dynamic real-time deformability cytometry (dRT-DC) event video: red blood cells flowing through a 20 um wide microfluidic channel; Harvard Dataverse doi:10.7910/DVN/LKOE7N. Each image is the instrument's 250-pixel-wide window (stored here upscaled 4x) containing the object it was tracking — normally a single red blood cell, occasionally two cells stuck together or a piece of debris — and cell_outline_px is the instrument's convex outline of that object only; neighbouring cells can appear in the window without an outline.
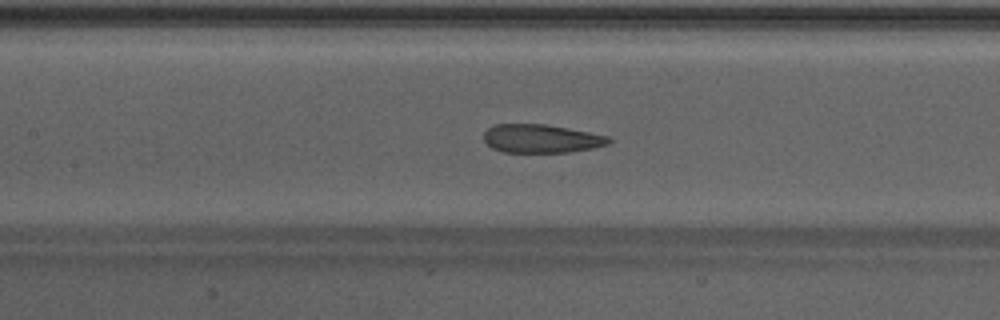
{"species": "Egyptian fruit bat (a non-hibernating species)", "species_latin": "Rousettus aegyptiacus", "temperature_condition": "warm", "stored_images_in_passage": 49, "camera_frame_rate_fps": 3000, "um_per_image_px": 0.085, "animal": {"sex": "male"}, "frame": {"image": 1, "passage_image": 23, "time_ms": 7.333, "image_size_px": [1000, 320], "cell_outline_px": [[612, 140], [608, 144], [592, 148], [568, 152], [504, 152], [492, 148], [484, 140], [484, 132], [492, 124], [544, 124], [568, 128], [608, 136]], "centroid_in_image_um": [45.98, 11.78], "position_along_channel_um": 161.4, "area_um2": 20.63}}
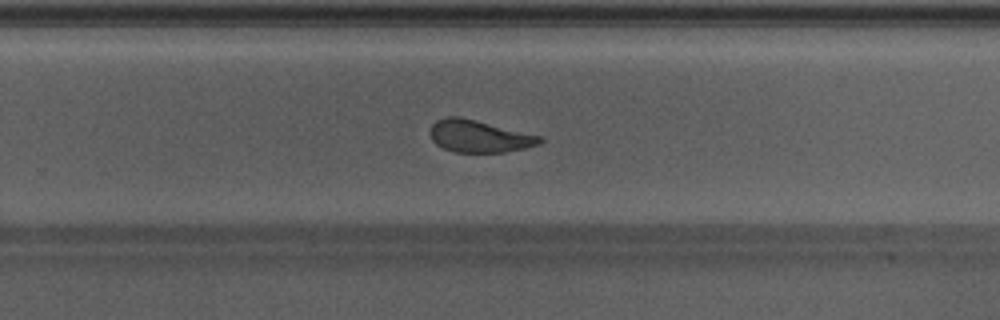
{"frame": {"image": 2, "passage_image": 32, "time_ms": 10.333, "image_size_px": [1000, 320], "cell_outline_px": [[544, 140], [540, 144], [524, 148], [504, 152], [452, 152], [436, 144], [432, 140], [428, 132], [432, 124], [436, 120], [448, 116], [460, 116], [544, 136]], "centroid_in_image_um": [40.73, 11.57], "position_along_channel_um": 289.1, "area_um2": 20.92}}
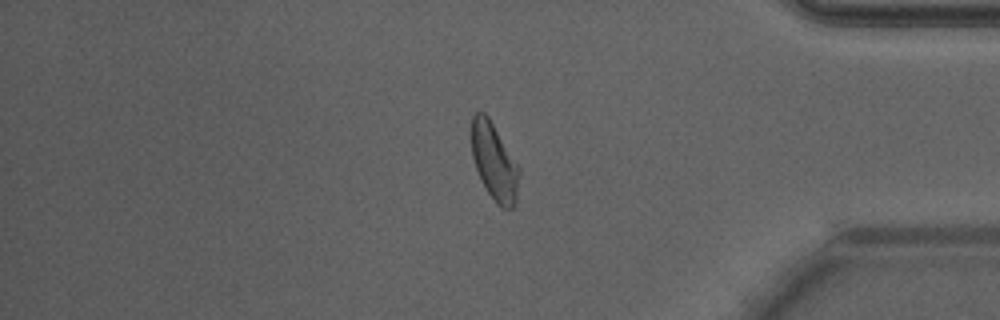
{"frame": {"image": 3, "passage_image": 41, "time_ms": 13.333, "image_size_px": [1000, 320], "cell_outline_px": [[520, 172], [516, 200], [512, 208], [504, 208], [496, 204], [480, 180], [472, 156], [472, 116], [476, 112], [484, 112], [488, 116], [520, 168]], "centroid_in_image_um": [42.01, 13.76], "position_along_channel_um": 393.2, "area_um2": 21.21}, "authors_computed_cell_mechanics": {"area_um2": 22.542, "velocity_mm_per_s": 4.2713, "shape_relaxation_time_tau1_ms": null, "shape_relaxation_time_tau2_ms": 1.4028, "deformation_change_tau1": null, "deformation_change_tau2": 0.0994}}